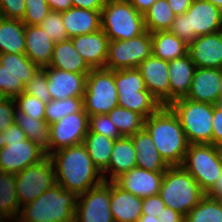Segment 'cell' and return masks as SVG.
I'll return each instance as SVG.
<instances>
[{"label": "cell", "instance_id": "6da1fadb", "mask_svg": "<svg viewBox=\"0 0 222 222\" xmlns=\"http://www.w3.org/2000/svg\"><path fill=\"white\" fill-rule=\"evenodd\" d=\"M49 157L55 168L56 184L77 196L104 181L83 144L60 149Z\"/></svg>", "mask_w": 222, "mask_h": 222}, {"label": "cell", "instance_id": "7a4b0ae2", "mask_svg": "<svg viewBox=\"0 0 222 222\" xmlns=\"http://www.w3.org/2000/svg\"><path fill=\"white\" fill-rule=\"evenodd\" d=\"M144 128L169 166L182 165L189 142L178 117L168 106H162L147 117L144 120Z\"/></svg>", "mask_w": 222, "mask_h": 222}, {"label": "cell", "instance_id": "3957f363", "mask_svg": "<svg viewBox=\"0 0 222 222\" xmlns=\"http://www.w3.org/2000/svg\"><path fill=\"white\" fill-rule=\"evenodd\" d=\"M77 195L58 184L22 206L16 222H75Z\"/></svg>", "mask_w": 222, "mask_h": 222}, {"label": "cell", "instance_id": "277c9868", "mask_svg": "<svg viewBox=\"0 0 222 222\" xmlns=\"http://www.w3.org/2000/svg\"><path fill=\"white\" fill-rule=\"evenodd\" d=\"M159 195L167 207L186 216L206 193L181 165H175L164 172Z\"/></svg>", "mask_w": 222, "mask_h": 222}, {"label": "cell", "instance_id": "5b68a950", "mask_svg": "<svg viewBox=\"0 0 222 222\" xmlns=\"http://www.w3.org/2000/svg\"><path fill=\"white\" fill-rule=\"evenodd\" d=\"M221 30L222 11L207 0H193L184 14L176 15L169 31L189 44L198 36Z\"/></svg>", "mask_w": 222, "mask_h": 222}, {"label": "cell", "instance_id": "8992f818", "mask_svg": "<svg viewBox=\"0 0 222 222\" xmlns=\"http://www.w3.org/2000/svg\"><path fill=\"white\" fill-rule=\"evenodd\" d=\"M101 29L110 41L135 38L146 31L144 15L127 0H105Z\"/></svg>", "mask_w": 222, "mask_h": 222}, {"label": "cell", "instance_id": "52a82bcc", "mask_svg": "<svg viewBox=\"0 0 222 222\" xmlns=\"http://www.w3.org/2000/svg\"><path fill=\"white\" fill-rule=\"evenodd\" d=\"M114 82L118 93V106L135 111L145 119L163 105L146 88L137 68L114 70Z\"/></svg>", "mask_w": 222, "mask_h": 222}, {"label": "cell", "instance_id": "ba28073f", "mask_svg": "<svg viewBox=\"0 0 222 222\" xmlns=\"http://www.w3.org/2000/svg\"><path fill=\"white\" fill-rule=\"evenodd\" d=\"M168 107L178 117L189 144H212L214 105L184 97Z\"/></svg>", "mask_w": 222, "mask_h": 222}, {"label": "cell", "instance_id": "9c48e42d", "mask_svg": "<svg viewBox=\"0 0 222 222\" xmlns=\"http://www.w3.org/2000/svg\"><path fill=\"white\" fill-rule=\"evenodd\" d=\"M207 193L222 173V158L213 144H189L181 165Z\"/></svg>", "mask_w": 222, "mask_h": 222}, {"label": "cell", "instance_id": "30bf717a", "mask_svg": "<svg viewBox=\"0 0 222 222\" xmlns=\"http://www.w3.org/2000/svg\"><path fill=\"white\" fill-rule=\"evenodd\" d=\"M84 110L87 115L108 114L118 106V93L114 82V70L92 69L86 79L83 95Z\"/></svg>", "mask_w": 222, "mask_h": 222}, {"label": "cell", "instance_id": "8fae6325", "mask_svg": "<svg viewBox=\"0 0 222 222\" xmlns=\"http://www.w3.org/2000/svg\"><path fill=\"white\" fill-rule=\"evenodd\" d=\"M19 206L37 199L56 184L55 168L49 156L15 174Z\"/></svg>", "mask_w": 222, "mask_h": 222}, {"label": "cell", "instance_id": "7c38bea8", "mask_svg": "<svg viewBox=\"0 0 222 222\" xmlns=\"http://www.w3.org/2000/svg\"><path fill=\"white\" fill-rule=\"evenodd\" d=\"M152 55V37L149 31L128 40L109 41L105 68L124 70L137 68Z\"/></svg>", "mask_w": 222, "mask_h": 222}, {"label": "cell", "instance_id": "4fadbf2b", "mask_svg": "<svg viewBox=\"0 0 222 222\" xmlns=\"http://www.w3.org/2000/svg\"><path fill=\"white\" fill-rule=\"evenodd\" d=\"M75 222H114L110 208V181L78 195Z\"/></svg>", "mask_w": 222, "mask_h": 222}, {"label": "cell", "instance_id": "5bb4252c", "mask_svg": "<svg viewBox=\"0 0 222 222\" xmlns=\"http://www.w3.org/2000/svg\"><path fill=\"white\" fill-rule=\"evenodd\" d=\"M88 125L89 116L84 109L49 125L51 154L63 148L82 144L88 133Z\"/></svg>", "mask_w": 222, "mask_h": 222}, {"label": "cell", "instance_id": "9a60e30c", "mask_svg": "<svg viewBox=\"0 0 222 222\" xmlns=\"http://www.w3.org/2000/svg\"><path fill=\"white\" fill-rule=\"evenodd\" d=\"M46 156L29 139L9 142L0 150V171L17 174L29 165L42 161Z\"/></svg>", "mask_w": 222, "mask_h": 222}, {"label": "cell", "instance_id": "2e32d148", "mask_svg": "<svg viewBox=\"0 0 222 222\" xmlns=\"http://www.w3.org/2000/svg\"><path fill=\"white\" fill-rule=\"evenodd\" d=\"M145 88L158 99L163 106L170 104L169 62L153 54L138 65Z\"/></svg>", "mask_w": 222, "mask_h": 222}, {"label": "cell", "instance_id": "e0dca14e", "mask_svg": "<svg viewBox=\"0 0 222 222\" xmlns=\"http://www.w3.org/2000/svg\"><path fill=\"white\" fill-rule=\"evenodd\" d=\"M164 172L132 168L113 182L121 189L142 199L159 194Z\"/></svg>", "mask_w": 222, "mask_h": 222}, {"label": "cell", "instance_id": "ac0fdd59", "mask_svg": "<svg viewBox=\"0 0 222 222\" xmlns=\"http://www.w3.org/2000/svg\"><path fill=\"white\" fill-rule=\"evenodd\" d=\"M47 75L51 99L83 97L88 73H73L57 68H43Z\"/></svg>", "mask_w": 222, "mask_h": 222}, {"label": "cell", "instance_id": "d6986e66", "mask_svg": "<svg viewBox=\"0 0 222 222\" xmlns=\"http://www.w3.org/2000/svg\"><path fill=\"white\" fill-rule=\"evenodd\" d=\"M188 54L196 67L222 69V30L198 36L188 44Z\"/></svg>", "mask_w": 222, "mask_h": 222}, {"label": "cell", "instance_id": "ffe728a7", "mask_svg": "<svg viewBox=\"0 0 222 222\" xmlns=\"http://www.w3.org/2000/svg\"><path fill=\"white\" fill-rule=\"evenodd\" d=\"M221 79L222 69L197 67L185 98L216 105L219 101Z\"/></svg>", "mask_w": 222, "mask_h": 222}, {"label": "cell", "instance_id": "44dd1931", "mask_svg": "<svg viewBox=\"0 0 222 222\" xmlns=\"http://www.w3.org/2000/svg\"><path fill=\"white\" fill-rule=\"evenodd\" d=\"M70 39L91 69L105 68L110 40L102 29Z\"/></svg>", "mask_w": 222, "mask_h": 222}, {"label": "cell", "instance_id": "7402d4cb", "mask_svg": "<svg viewBox=\"0 0 222 222\" xmlns=\"http://www.w3.org/2000/svg\"><path fill=\"white\" fill-rule=\"evenodd\" d=\"M55 43L39 25H25L24 54L40 69L49 67Z\"/></svg>", "mask_w": 222, "mask_h": 222}, {"label": "cell", "instance_id": "603a6c76", "mask_svg": "<svg viewBox=\"0 0 222 222\" xmlns=\"http://www.w3.org/2000/svg\"><path fill=\"white\" fill-rule=\"evenodd\" d=\"M110 208L114 222H137L142 216V198L110 181Z\"/></svg>", "mask_w": 222, "mask_h": 222}, {"label": "cell", "instance_id": "cb8c5ba5", "mask_svg": "<svg viewBox=\"0 0 222 222\" xmlns=\"http://www.w3.org/2000/svg\"><path fill=\"white\" fill-rule=\"evenodd\" d=\"M136 150L131 137L123 136L115 140L107 169L102 173L104 181L113 182L120 175L136 167ZM111 171V178L105 174Z\"/></svg>", "mask_w": 222, "mask_h": 222}, {"label": "cell", "instance_id": "d4e9b609", "mask_svg": "<svg viewBox=\"0 0 222 222\" xmlns=\"http://www.w3.org/2000/svg\"><path fill=\"white\" fill-rule=\"evenodd\" d=\"M196 68L189 54L169 61L170 103L187 96Z\"/></svg>", "mask_w": 222, "mask_h": 222}, {"label": "cell", "instance_id": "484cf974", "mask_svg": "<svg viewBox=\"0 0 222 222\" xmlns=\"http://www.w3.org/2000/svg\"><path fill=\"white\" fill-rule=\"evenodd\" d=\"M62 23L68 38L89 34L101 29V11L72 7L62 12Z\"/></svg>", "mask_w": 222, "mask_h": 222}, {"label": "cell", "instance_id": "4316f807", "mask_svg": "<svg viewBox=\"0 0 222 222\" xmlns=\"http://www.w3.org/2000/svg\"><path fill=\"white\" fill-rule=\"evenodd\" d=\"M130 137L137 153L136 167L155 172L166 171L169 165L160 156L150 134L145 128Z\"/></svg>", "mask_w": 222, "mask_h": 222}, {"label": "cell", "instance_id": "83f0119b", "mask_svg": "<svg viewBox=\"0 0 222 222\" xmlns=\"http://www.w3.org/2000/svg\"><path fill=\"white\" fill-rule=\"evenodd\" d=\"M49 67L73 73H89L92 70L74 48L70 38L55 43Z\"/></svg>", "mask_w": 222, "mask_h": 222}, {"label": "cell", "instance_id": "f1b7e54d", "mask_svg": "<svg viewBox=\"0 0 222 222\" xmlns=\"http://www.w3.org/2000/svg\"><path fill=\"white\" fill-rule=\"evenodd\" d=\"M25 24L18 19L0 17V54H24Z\"/></svg>", "mask_w": 222, "mask_h": 222}, {"label": "cell", "instance_id": "f546056e", "mask_svg": "<svg viewBox=\"0 0 222 222\" xmlns=\"http://www.w3.org/2000/svg\"><path fill=\"white\" fill-rule=\"evenodd\" d=\"M15 123L24 131L27 139L35 143L47 156L51 155L50 128L45 120H37L16 111Z\"/></svg>", "mask_w": 222, "mask_h": 222}, {"label": "cell", "instance_id": "4dcf8cb0", "mask_svg": "<svg viewBox=\"0 0 222 222\" xmlns=\"http://www.w3.org/2000/svg\"><path fill=\"white\" fill-rule=\"evenodd\" d=\"M152 54L164 61H171L188 54V44L170 31L151 33Z\"/></svg>", "mask_w": 222, "mask_h": 222}, {"label": "cell", "instance_id": "1f68e13d", "mask_svg": "<svg viewBox=\"0 0 222 222\" xmlns=\"http://www.w3.org/2000/svg\"><path fill=\"white\" fill-rule=\"evenodd\" d=\"M20 208L16 193L15 174L0 171V222H5L6 219L16 221Z\"/></svg>", "mask_w": 222, "mask_h": 222}, {"label": "cell", "instance_id": "d6a6232c", "mask_svg": "<svg viewBox=\"0 0 222 222\" xmlns=\"http://www.w3.org/2000/svg\"><path fill=\"white\" fill-rule=\"evenodd\" d=\"M114 143L115 140L111 138L89 131L83 140L82 144L85 146L93 164L101 174L108 167Z\"/></svg>", "mask_w": 222, "mask_h": 222}, {"label": "cell", "instance_id": "836d02e7", "mask_svg": "<svg viewBox=\"0 0 222 222\" xmlns=\"http://www.w3.org/2000/svg\"><path fill=\"white\" fill-rule=\"evenodd\" d=\"M175 17L167 0H157L144 14L145 29L150 33L169 31Z\"/></svg>", "mask_w": 222, "mask_h": 222}, {"label": "cell", "instance_id": "e575fe53", "mask_svg": "<svg viewBox=\"0 0 222 222\" xmlns=\"http://www.w3.org/2000/svg\"><path fill=\"white\" fill-rule=\"evenodd\" d=\"M142 215L158 222H185V216L167 207L159 194L142 199Z\"/></svg>", "mask_w": 222, "mask_h": 222}, {"label": "cell", "instance_id": "d590c367", "mask_svg": "<svg viewBox=\"0 0 222 222\" xmlns=\"http://www.w3.org/2000/svg\"><path fill=\"white\" fill-rule=\"evenodd\" d=\"M108 116L122 136L130 137L144 128L145 118L141 114L121 106L113 108Z\"/></svg>", "mask_w": 222, "mask_h": 222}, {"label": "cell", "instance_id": "8d00e7d4", "mask_svg": "<svg viewBox=\"0 0 222 222\" xmlns=\"http://www.w3.org/2000/svg\"><path fill=\"white\" fill-rule=\"evenodd\" d=\"M185 222H222V203L205 195L185 216Z\"/></svg>", "mask_w": 222, "mask_h": 222}, {"label": "cell", "instance_id": "74e56055", "mask_svg": "<svg viewBox=\"0 0 222 222\" xmlns=\"http://www.w3.org/2000/svg\"><path fill=\"white\" fill-rule=\"evenodd\" d=\"M83 109V97L50 100L45 105V121L51 125L58 122L64 116L81 112Z\"/></svg>", "mask_w": 222, "mask_h": 222}, {"label": "cell", "instance_id": "f35d334b", "mask_svg": "<svg viewBox=\"0 0 222 222\" xmlns=\"http://www.w3.org/2000/svg\"><path fill=\"white\" fill-rule=\"evenodd\" d=\"M35 74L36 73H12L0 64V93L4 98L14 99L24 91L25 84Z\"/></svg>", "mask_w": 222, "mask_h": 222}, {"label": "cell", "instance_id": "ab89813d", "mask_svg": "<svg viewBox=\"0 0 222 222\" xmlns=\"http://www.w3.org/2000/svg\"><path fill=\"white\" fill-rule=\"evenodd\" d=\"M0 64L12 73H37L40 70L25 54H0Z\"/></svg>", "mask_w": 222, "mask_h": 222}, {"label": "cell", "instance_id": "60d3db41", "mask_svg": "<svg viewBox=\"0 0 222 222\" xmlns=\"http://www.w3.org/2000/svg\"><path fill=\"white\" fill-rule=\"evenodd\" d=\"M14 102L17 103L15 105L16 111L30 115L37 120H45L46 103L37 97L22 92L19 96L14 98Z\"/></svg>", "mask_w": 222, "mask_h": 222}, {"label": "cell", "instance_id": "b9f144b4", "mask_svg": "<svg viewBox=\"0 0 222 222\" xmlns=\"http://www.w3.org/2000/svg\"><path fill=\"white\" fill-rule=\"evenodd\" d=\"M39 26L52 39L54 43L69 39L65 31V26L62 23V13L50 11L49 14L42 20Z\"/></svg>", "mask_w": 222, "mask_h": 222}, {"label": "cell", "instance_id": "7bdbcfd3", "mask_svg": "<svg viewBox=\"0 0 222 222\" xmlns=\"http://www.w3.org/2000/svg\"><path fill=\"white\" fill-rule=\"evenodd\" d=\"M88 131L92 133H98L117 140L123 136L120 134L119 130L110 120L108 114H101L89 117Z\"/></svg>", "mask_w": 222, "mask_h": 222}, {"label": "cell", "instance_id": "ee69618b", "mask_svg": "<svg viewBox=\"0 0 222 222\" xmlns=\"http://www.w3.org/2000/svg\"><path fill=\"white\" fill-rule=\"evenodd\" d=\"M24 93L37 97L41 101L48 103L51 99L48 91V81L46 72L40 69L24 87Z\"/></svg>", "mask_w": 222, "mask_h": 222}, {"label": "cell", "instance_id": "f6af8a7d", "mask_svg": "<svg viewBox=\"0 0 222 222\" xmlns=\"http://www.w3.org/2000/svg\"><path fill=\"white\" fill-rule=\"evenodd\" d=\"M26 11L21 20L25 25H39L49 14L46 0H25Z\"/></svg>", "mask_w": 222, "mask_h": 222}, {"label": "cell", "instance_id": "bcb514c9", "mask_svg": "<svg viewBox=\"0 0 222 222\" xmlns=\"http://www.w3.org/2000/svg\"><path fill=\"white\" fill-rule=\"evenodd\" d=\"M25 11V0H0V17L22 20Z\"/></svg>", "mask_w": 222, "mask_h": 222}, {"label": "cell", "instance_id": "7dc6e473", "mask_svg": "<svg viewBox=\"0 0 222 222\" xmlns=\"http://www.w3.org/2000/svg\"><path fill=\"white\" fill-rule=\"evenodd\" d=\"M16 103L12 98H4L0 101V132L15 123Z\"/></svg>", "mask_w": 222, "mask_h": 222}, {"label": "cell", "instance_id": "c3c4849f", "mask_svg": "<svg viewBox=\"0 0 222 222\" xmlns=\"http://www.w3.org/2000/svg\"><path fill=\"white\" fill-rule=\"evenodd\" d=\"M212 144L217 147L222 144V108L217 104L212 119Z\"/></svg>", "mask_w": 222, "mask_h": 222}, {"label": "cell", "instance_id": "681fc988", "mask_svg": "<svg viewBox=\"0 0 222 222\" xmlns=\"http://www.w3.org/2000/svg\"><path fill=\"white\" fill-rule=\"evenodd\" d=\"M1 133L5 140V145H8L9 142L24 141L27 139L24 131L16 123L8 126L7 129Z\"/></svg>", "mask_w": 222, "mask_h": 222}, {"label": "cell", "instance_id": "f907efd6", "mask_svg": "<svg viewBox=\"0 0 222 222\" xmlns=\"http://www.w3.org/2000/svg\"><path fill=\"white\" fill-rule=\"evenodd\" d=\"M74 8L89 9L92 11H101L105 0H72Z\"/></svg>", "mask_w": 222, "mask_h": 222}, {"label": "cell", "instance_id": "816d5d0a", "mask_svg": "<svg viewBox=\"0 0 222 222\" xmlns=\"http://www.w3.org/2000/svg\"><path fill=\"white\" fill-rule=\"evenodd\" d=\"M167 2L176 15H181L190 8L193 0H167Z\"/></svg>", "mask_w": 222, "mask_h": 222}, {"label": "cell", "instance_id": "f5cc1de1", "mask_svg": "<svg viewBox=\"0 0 222 222\" xmlns=\"http://www.w3.org/2000/svg\"><path fill=\"white\" fill-rule=\"evenodd\" d=\"M50 10L64 12L73 7L72 0H46Z\"/></svg>", "mask_w": 222, "mask_h": 222}, {"label": "cell", "instance_id": "db71d44e", "mask_svg": "<svg viewBox=\"0 0 222 222\" xmlns=\"http://www.w3.org/2000/svg\"><path fill=\"white\" fill-rule=\"evenodd\" d=\"M139 13L144 15L157 0H127Z\"/></svg>", "mask_w": 222, "mask_h": 222}, {"label": "cell", "instance_id": "11a10c76", "mask_svg": "<svg viewBox=\"0 0 222 222\" xmlns=\"http://www.w3.org/2000/svg\"><path fill=\"white\" fill-rule=\"evenodd\" d=\"M206 195L215 198L220 199L222 197V173L220 174L218 181L215 183V185L206 193Z\"/></svg>", "mask_w": 222, "mask_h": 222}, {"label": "cell", "instance_id": "9f6ffc18", "mask_svg": "<svg viewBox=\"0 0 222 222\" xmlns=\"http://www.w3.org/2000/svg\"><path fill=\"white\" fill-rule=\"evenodd\" d=\"M222 11V0H207Z\"/></svg>", "mask_w": 222, "mask_h": 222}, {"label": "cell", "instance_id": "6f0895ef", "mask_svg": "<svg viewBox=\"0 0 222 222\" xmlns=\"http://www.w3.org/2000/svg\"><path fill=\"white\" fill-rule=\"evenodd\" d=\"M137 222H158L155 219H146V215H142Z\"/></svg>", "mask_w": 222, "mask_h": 222}, {"label": "cell", "instance_id": "680465c9", "mask_svg": "<svg viewBox=\"0 0 222 222\" xmlns=\"http://www.w3.org/2000/svg\"><path fill=\"white\" fill-rule=\"evenodd\" d=\"M5 146V140L3 139L2 133L0 132V150Z\"/></svg>", "mask_w": 222, "mask_h": 222}, {"label": "cell", "instance_id": "91938a15", "mask_svg": "<svg viewBox=\"0 0 222 222\" xmlns=\"http://www.w3.org/2000/svg\"><path fill=\"white\" fill-rule=\"evenodd\" d=\"M219 100H222V79H221V82H220Z\"/></svg>", "mask_w": 222, "mask_h": 222}, {"label": "cell", "instance_id": "94428289", "mask_svg": "<svg viewBox=\"0 0 222 222\" xmlns=\"http://www.w3.org/2000/svg\"><path fill=\"white\" fill-rule=\"evenodd\" d=\"M217 105H218L220 108H222V100H219L218 103H217Z\"/></svg>", "mask_w": 222, "mask_h": 222}, {"label": "cell", "instance_id": "6125c7cd", "mask_svg": "<svg viewBox=\"0 0 222 222\" xmlns=\"http://www.w3.org/2000/svg\"><path fill=\"white\" fill-rule=\"evenodd\" d=\"M220 154H221V158H222V144L220 146H218Z\"/></svg>", "mask_w": 222, "mask_h": 222}, {"label": "cell", "instance_id": "be15d7a7", "mask_svg": "<svg viewBox=\"0 0 222 222\" xmlns=\"http://www.w3.org/2000/svg\"><path fill=\"white\" fill-rule=\"evenodd\" d=\"M4 99V97L2 96V94L0 93V101Z\"/></svg>", "mask_w": 222, "mask_h": 222}]
</instances>
